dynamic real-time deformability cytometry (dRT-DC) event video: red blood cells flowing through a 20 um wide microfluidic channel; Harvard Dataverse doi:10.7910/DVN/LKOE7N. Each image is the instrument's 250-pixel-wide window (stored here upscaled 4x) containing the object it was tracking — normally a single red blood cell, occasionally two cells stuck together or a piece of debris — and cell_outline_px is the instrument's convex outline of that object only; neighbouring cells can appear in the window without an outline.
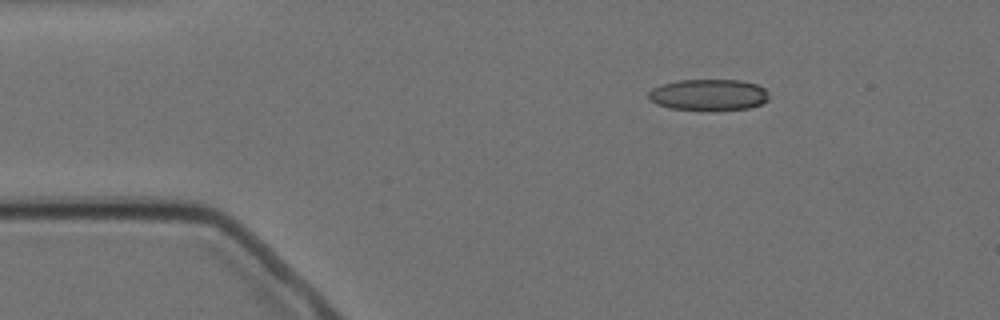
{"species": "Egyptian fruit bat (a non-hibernating species)", "species_latin": "Rousettus aegyptiacus", "temperature_condition": "cold", "stored_images_in_passage": 3, "camera_frame_rate_fps": 3000, "um_per_image_px": 0.085, "animal": {"sex": "female"}, "frame": {"image": 1, "passage_image": 1, "time_ms": 0.0, "image_size_px": [1000, 320], "cell_outline_px": [[768, 100], [760, 104], [748, 108], [708, 112], [672, 108], [656, 104], [648, 100], [648, 92], [652, 88], [660, 84], [676, 80], [740, 80], [756, 84], [764, 88], [768, 92]], "centroid_in_image_um": [60.19, 8.08], "position_along_channel_um": 24.8, "area_um2": 22.54}}